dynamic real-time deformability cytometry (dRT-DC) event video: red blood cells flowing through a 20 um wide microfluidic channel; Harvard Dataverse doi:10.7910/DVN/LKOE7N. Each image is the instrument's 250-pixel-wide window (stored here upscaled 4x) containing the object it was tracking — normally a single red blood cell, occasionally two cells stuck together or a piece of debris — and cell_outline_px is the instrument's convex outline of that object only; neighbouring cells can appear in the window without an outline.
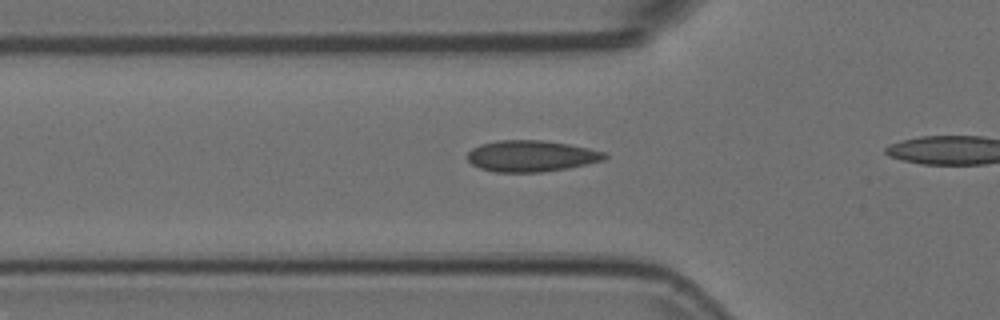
{"species": "Egyptian fruit bat (a non-hibernating species)", "species_latin": "Rousettus aegyptiacus", "temperature_condition": "room temperature", "stored_images_in_passage": 8, "camera_frame_rate_fps": 3000, "um_per_image_px": 0.085, "animal": {"sex": "female"}, "frame": {"image": 1, "passage_image": 3, "time_ms": 0.667, "image_size_px": [1000, 320], "cell_outline_px": [[608, 156], [604, 160], [568, 168], [540, 172], [496, 172], [480, 168], [472, 164], [468, 160], [468, 152], [472, 148], [480, 144], [496, 140], [544, 140], [568, 144], [588, 148], [604, 152]], "centroid_in_image_um": [45.14, 13.26], "position_along_channel_um": 80.7, "area_um2": 24.97}}
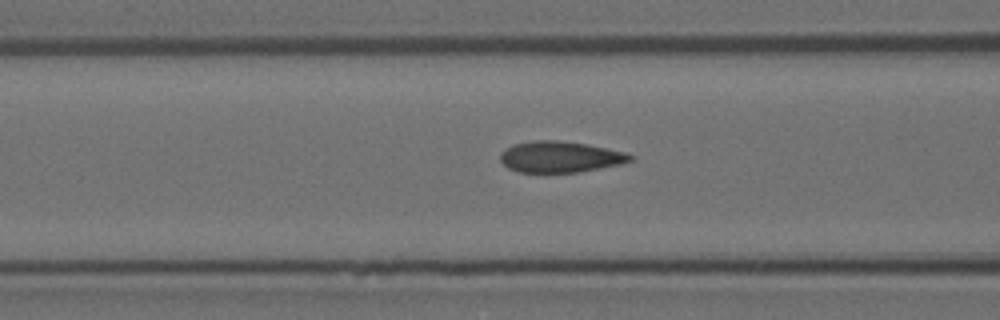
{"frame": {"image": 2, "passage_image": 6, "time_ms": 1.667, "image_size_px": [1000, 320], "cell_outline_px": [[636, 156], [632, 160], [620, 164], [580, 172], [520, 172], [508, 168], [500, 160], [500, 152], [512, 144], [532, 140], [560, 140], [588, 144], [624, 152]], "centroid_in_image_um": [47.6, 13.32], "position_along_channel_um": 119.0, "area_um2": 23.7}}